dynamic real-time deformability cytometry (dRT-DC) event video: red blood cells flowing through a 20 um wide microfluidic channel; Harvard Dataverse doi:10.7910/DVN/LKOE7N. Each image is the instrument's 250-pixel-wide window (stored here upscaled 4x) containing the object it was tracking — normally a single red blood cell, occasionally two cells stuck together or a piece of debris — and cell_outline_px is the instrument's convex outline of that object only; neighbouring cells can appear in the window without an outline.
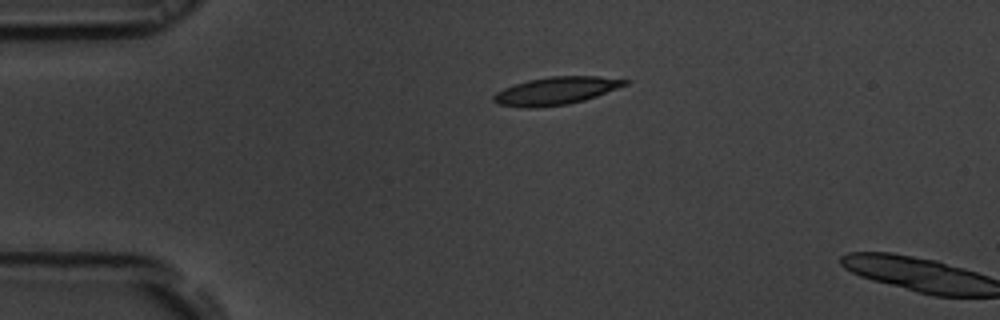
{"species": "common noctule bat (a hibernating species)", "species_latin": "Nyctalus noctula", "temperature_condition": "room temperature", "stored_images_in_passage": 3, "camera_frame_rate_fps": 3000, "um_per_image_px": 0.085, "animal": {"sex": "male", "body_mass_g": 19.5, "forearm_length_mm": 54.6}, "frame": {"image": 1, "passage_image": 1, "time_ms": 0.0, "image_size_px": [1000, 320], "cell_outline_px": [[628, 84], [596, 96], [584, 100], [568, 104], [536, 108], [524, 108], [496, 104], [492, 100], [492, 96], [496, 92], [504, 88], [528, 80], [552, 76], [596, 76], [628, 80]], "centroid_in_image_um": [47.2, 7.73], "position_along_channel_um": 37.8, "area_um2": 21.15}}